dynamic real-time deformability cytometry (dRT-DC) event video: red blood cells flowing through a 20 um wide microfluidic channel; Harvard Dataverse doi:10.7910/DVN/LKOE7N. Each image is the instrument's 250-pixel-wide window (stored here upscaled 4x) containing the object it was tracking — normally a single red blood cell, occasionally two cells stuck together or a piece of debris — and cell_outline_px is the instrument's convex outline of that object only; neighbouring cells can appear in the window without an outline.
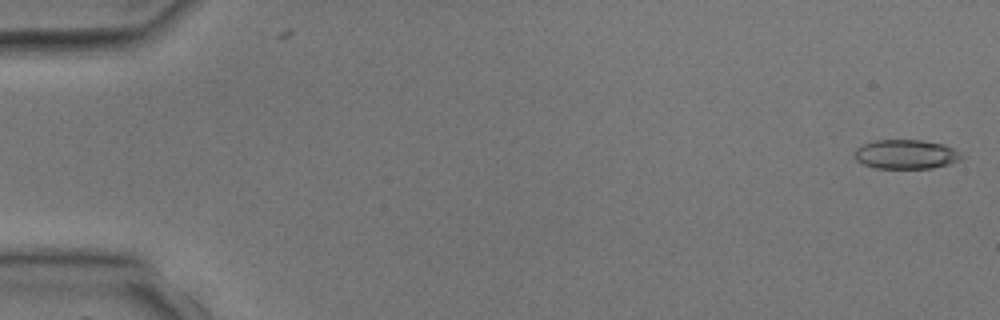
{"species": "common noctule bat (a hibernating species)", "species_latin": "Nyctalus noctula", "temperature_condition": "room temperature", "stored_images_in_passage": 3, "camera_frame_rate_fps": 3000, "um_per_image_px": 0.085, "animal": {"sex": "male", "body_mass_g": 17.9, "forearm_length_mm": 54.2}, "frame": {"image": 1, "passage_image": 1, "time_ms": 0.0, "image_size_px": [1000, 320], "cell_outline_px": [[964, 156], [960, 160], [948, 164], [932, 168], [876, 168], [864, 164], [856, 160], [856, 148], [864, 144], [876, 140], [920, 140], [944, 144], [960, 152]], "centroid_in_image_um": [77.04, 13.11], "position_along_channel_um": 8.0, "area_um2": 18.09}}
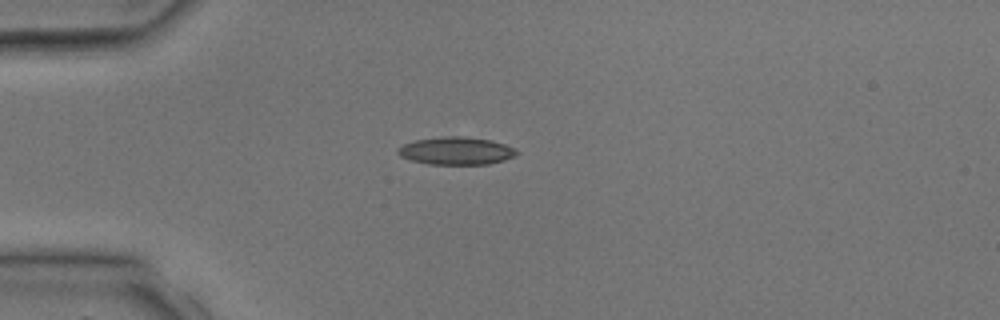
{"frame": {"image": 2, "passage_image": 3, "time_ms": 3.333, "image_size_px": [1000, 320], "cell_outline_px": [[520, 152], [504, 160], [488, 164], [428, 164], [412, 160], [400, 156], [396, 152], [404, 144], [416, 140], [448, 136], [460, 136], [492, 140], [516, 148]], "centroid_in_image_um": [38.81, 12.82], "position_along_channel_um": 46.2, "area_um2": 18.96}}